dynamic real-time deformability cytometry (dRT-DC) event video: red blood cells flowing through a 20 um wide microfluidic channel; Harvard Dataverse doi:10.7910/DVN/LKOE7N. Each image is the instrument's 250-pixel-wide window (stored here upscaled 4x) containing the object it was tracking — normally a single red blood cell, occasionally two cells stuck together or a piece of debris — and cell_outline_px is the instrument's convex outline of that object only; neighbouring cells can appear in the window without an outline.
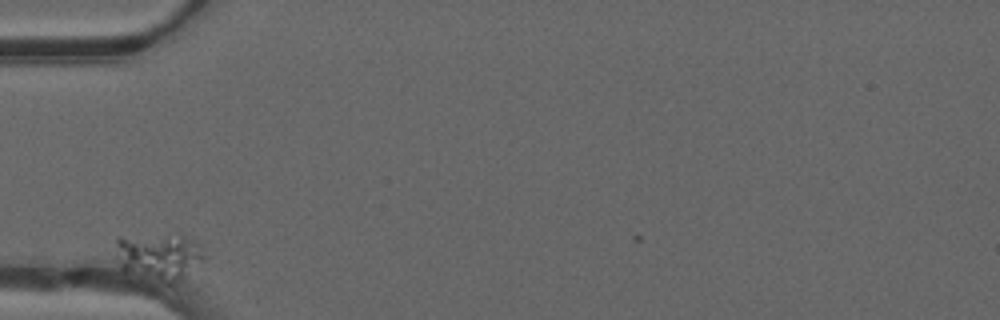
{"species": "common noctule bat (a hibernating species)", "species_latin": "Nyctalus noctula", "temperature_condition": "warm", "stored_images_in_passage": 5, "camera_frame_rate_fps": 3000, "um_per_image_px": 0.085, "animal": {"sex": "male", "forearm_length_mm": 52.5}, "frame": {"image": 1, "passage_image": 1, "time_ms": 0.0, "image_size_px": [1000, 320], "cell_outline_px": [[208, 256], [176, 292], [124, 272], [120, 268], [116, 244], [116, 236], [168, 232], [180, 232], [188, 236], [200, 244], [204, 248]], "centroid_in_image_um": [13.64, 21.89], "position_along_channel_um": 71.4, "area_um2": 27.74}}